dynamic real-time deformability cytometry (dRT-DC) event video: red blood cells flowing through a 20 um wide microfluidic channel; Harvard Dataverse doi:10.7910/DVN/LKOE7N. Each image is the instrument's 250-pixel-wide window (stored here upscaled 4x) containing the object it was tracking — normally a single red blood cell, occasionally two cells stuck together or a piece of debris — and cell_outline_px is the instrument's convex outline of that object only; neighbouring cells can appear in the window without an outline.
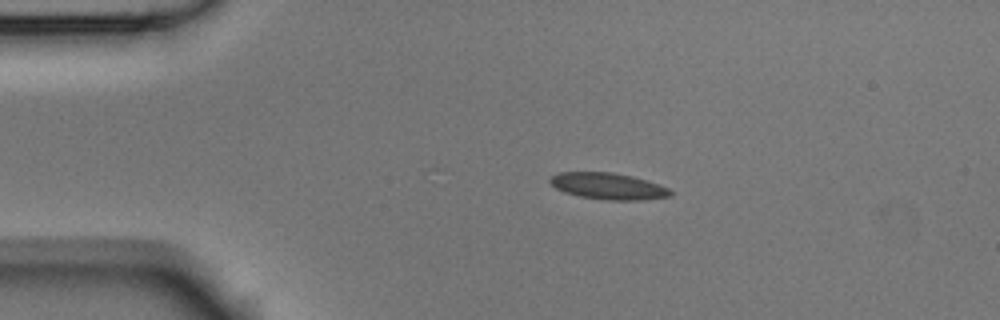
{"species": "Egyptian fruit bat (a non-hibernating species)", "species_latin": "Rousettus aegyptiacus", "temperature_condition": "room temperature", "stored_images_in_passage": 6, "camera_frame_rate_fps": 3000, "um_per_image_px": 0.085, "animal": {"sex": "male"}, "frame": {"image": 1, "passage_image": 3, "time_ms": 0.667, "image_size_px": [1000, 320], "cell_outline_px": [[672, 196], [640, 200], [604, 200], [580, 196], [564, 192], [556, 188], [548, 180], [552, 176], [560, 172], [612, 172], [632, 176], [648, 180], [660, 184], [668, 188], [672, 192]], "centroid_in_image_um": [51.72, 15.82], "position_along_channel_um": 33.3, "area_um2": 18.61}}
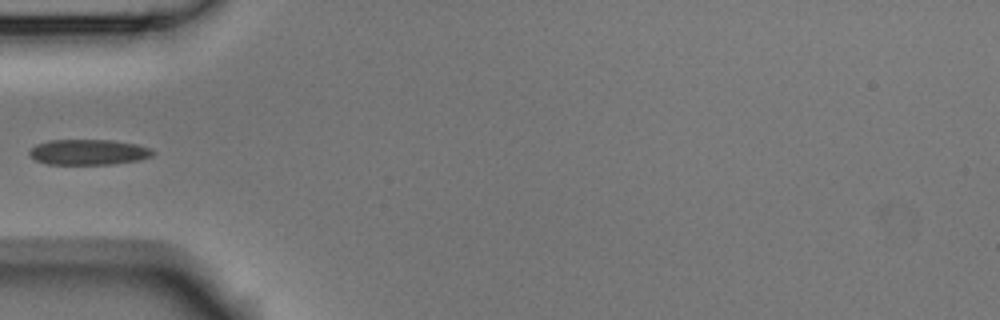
{"frame": {"image": 2, "passage_image": 5, "time_ms": 1.333, "image_size_px": [1000, 320], "cell_outline_px": [[156, 152], [152, 156], [140, 160], [112, 164], [48, 164], [36, 160], [28, 152], [36, 144], [48, 140], [112, 140], [136, 144], [148, 148]], "centroid_in_image_um": [7.53, 12.93], "position_along_channel_um": 77.5, "area_um2": 18.26}}
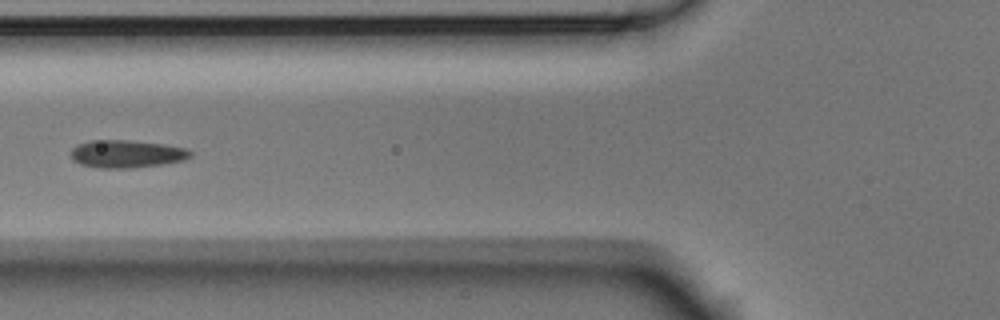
{"frame": {"image": 3, "passage_image": 6, "time_ms": 1.667, "image_size_px": [1000, 320], "cell_outline_px": [[192, 156], [184, 160], [160, 164], [132, 168], [100, 168], [80, 164], [72, 160], [72, 148], [76, 144], [92, 140], [128, 140], [164, 144], [188, 148], [192, 152]], "centroid_in_image_um": [10.77, 13.07], "position_along_channel_um": 115.0, "area_um2": 19.36}}